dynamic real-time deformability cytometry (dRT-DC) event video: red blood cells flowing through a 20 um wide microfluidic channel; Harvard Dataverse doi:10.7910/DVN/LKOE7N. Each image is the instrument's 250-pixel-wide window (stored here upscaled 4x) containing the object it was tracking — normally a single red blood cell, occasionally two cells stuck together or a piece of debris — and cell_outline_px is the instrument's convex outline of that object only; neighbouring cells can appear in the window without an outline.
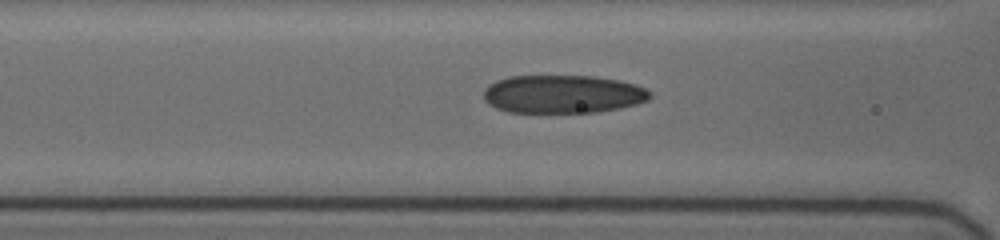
{"species": "human", "species_latin": "Homo sapiens", "temperature_condition": "cold", "stored_images_in_passage": 5, "segment_of_instrument_passage": [2, 2], "camera_frame_rate_fps": 3000, "um_per_image_px": 0.085, "donor": {"sex": "female"}, "frame": {"image": 1, "passage_image": 5, "time_ms": 3.667, "image_size_px": [1000, 240], "cell_outline_px": [[652, 96], [648, 100], [636, 104], [596, 112], [508, 112], [496, 108], [488, 104], [484, 100], [484, 88], [488, 84], [496, 80], [508, 76], [592, 76], [620, 80], [636, 84], [652, 92]], "centroid_in_image_um": [47.82, 7.99], "position_along_channel_um": 118.8, "area_um2": 37.17}}